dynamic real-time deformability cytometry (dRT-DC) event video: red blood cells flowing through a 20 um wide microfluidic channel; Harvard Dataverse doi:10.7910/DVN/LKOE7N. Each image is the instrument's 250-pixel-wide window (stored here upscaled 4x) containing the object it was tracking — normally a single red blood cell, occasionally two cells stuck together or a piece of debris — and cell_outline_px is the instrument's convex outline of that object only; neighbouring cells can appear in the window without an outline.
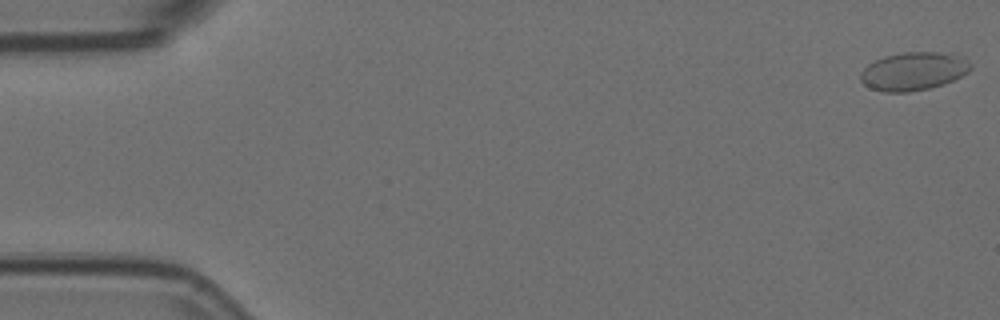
{"species": "Egyptian fruit bat (a non-hibernating species)", "species_latin": "Rousettus aegyptiacus", "temperature_condition": "room temperature", "stored_images_in_passage": 6, "camera_frame_rate_fps": 3000, "um_per_image_px": 0.085, "animal": {"sex": "female"}, "frame": {"image": 1, "passage_image": 1, "time_ms": 0.0, "image_size_px": [1000, 320], "cell_outline_px": [[972, 68], [968, 72], [944, 84], [928, 88], [908, 92], [884, 92], [872, 88], [864, 84], [860, 80], [860, 72], [868, 64], [884, 56], [904, 52], [956, 52], [964, 56], [972, 64]], "centroid_in_image_um": [77.7, 6.03], "position_along_channel_um": 7.3, "area_um2": 24.8}}